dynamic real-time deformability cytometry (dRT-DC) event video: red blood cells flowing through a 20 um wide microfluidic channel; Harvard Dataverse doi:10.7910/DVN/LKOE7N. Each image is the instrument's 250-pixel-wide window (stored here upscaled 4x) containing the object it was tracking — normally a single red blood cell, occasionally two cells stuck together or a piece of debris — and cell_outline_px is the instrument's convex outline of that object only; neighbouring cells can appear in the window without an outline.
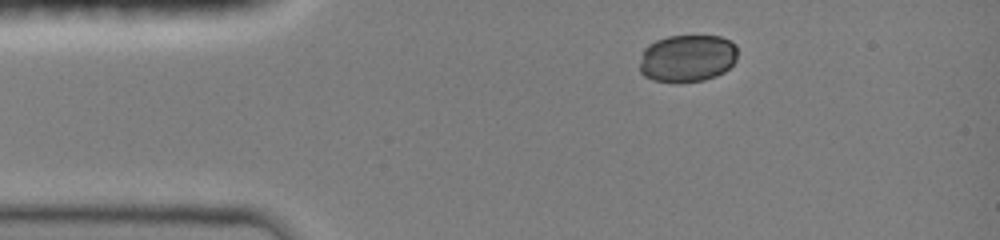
{"species": "common noctule bat (a hibernating species)", "species_latin": "Nyctalus noctula", "temperature_condition": "room temperature", "stored_images_in_passage": 36, "camera_frame_rate_fps": 3000, "um_per_image_px": 0.085, "animal": {"sex": "female", "body_mass_g": 19.0, "forearm_length_mm": 51.5}, "frame": {"image": 1, "passage_image": 1, "time_ms": 0.0, "image_size_px": [1000, 240], "cell_outline_px": [[736, 60], [724, 72], [716, 76], [704, 80], [676, 84], [652, 80], [644, 76], [640, 72], [640, 64], [644, 48], [648, 44], [656, 40], [668, 36], [720, 36], [736, 44]], "centroid_in_image_um": [58.4, 4.98], "position_along_channel_um": 26.6, "area_um2": 27.4}}
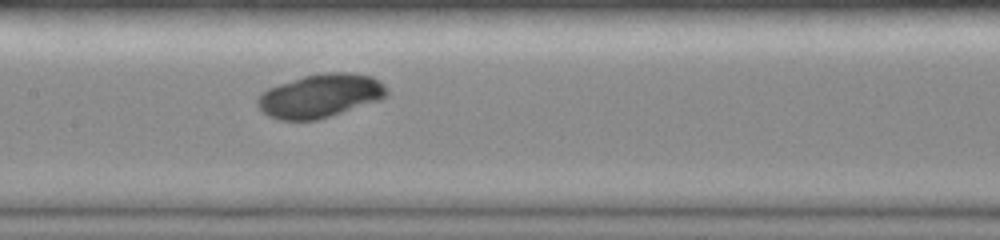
{"frame": {"image": 2, "passage_image": 16, "time_ms": 5.0, "image_size_px": [1000, 240], "cell_outline_px": [[388, 92], [380, 100], [316, 120], [280, 120], [268, 116], [256, 104], [256, 100], [268, 88], [304, 76], [324, 72], [352, 72], [372, 76], [384, 84], [388, 88]], "centroid_in_image_um": [27.24, 8.13], "position_along_channel_um": 180.2, "area_um2": 32.54}}
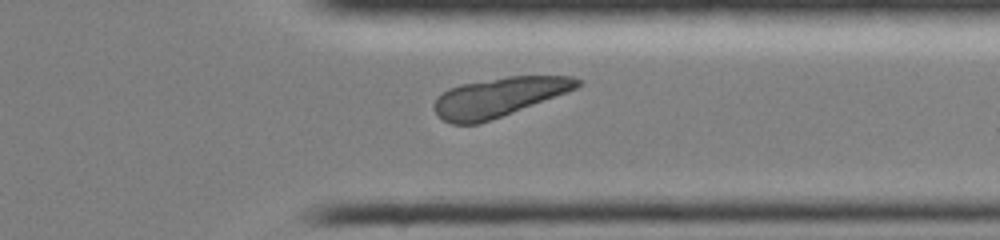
{"frame": {"image": 3, "passage_image": 30, "time_ms": 9.667, "image_size_px": [1000, 240], "cell_outline_px": [[584, 80], [576, 88], [480, 124], [452, 124], [444, 120], [432, 108], [432, 104], [436, 96], [448, 88], [460, 84], [508, 76], [572, 76]], "centroid_in_image_um": [42.33, 8.24], "position_along_channel_um": 369.1, "area_um2": 32.43}}